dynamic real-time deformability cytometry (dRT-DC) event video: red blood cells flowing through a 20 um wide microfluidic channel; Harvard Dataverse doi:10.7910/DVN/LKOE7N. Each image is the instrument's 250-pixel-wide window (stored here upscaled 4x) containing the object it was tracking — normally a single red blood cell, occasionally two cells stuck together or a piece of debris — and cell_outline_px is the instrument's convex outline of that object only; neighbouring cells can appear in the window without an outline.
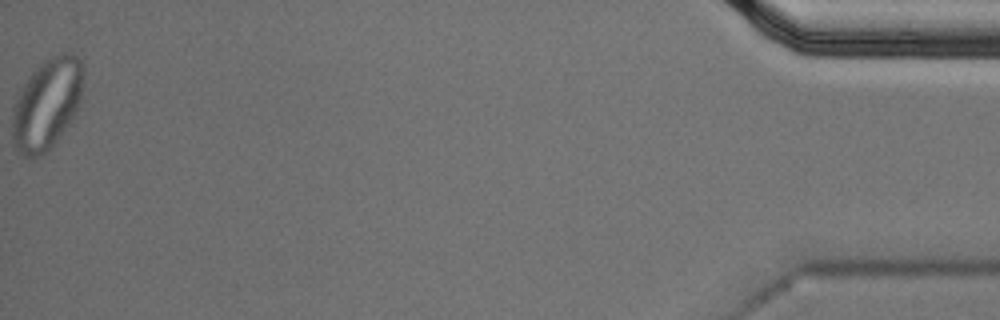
{"species": "Egyptian fruit bat (a non-hibernating species)", "species_latin": "Rousettus aegyptiacus", "temperature_condition": "cold", "stored_images_in_passage": 58, "segment_of_instrument_passage": [2, 2], "camera_frame_rate_fps": 3000, "um_per_image_px": 0.085, "animal": {"sex": "male"}, "frame": {"image": 1, "passage_image": 58, "time_ms": 19.0, "image_size_px": [1000, 320], "cell_outline_px": [[84, 76], [80, 100], [76, 112], [68, 124], [48, 152], [32, 160], [28, 160], [16, 148], [12, 140], [12, 108], [20, 88], [32, 72], [44, 60], [60, 52], [72, 52], [84, 64]], "centroid_in_image_um": [3.98, 8.84], "position_along_channel_um": 431.2, "area_um2": 38.21}}